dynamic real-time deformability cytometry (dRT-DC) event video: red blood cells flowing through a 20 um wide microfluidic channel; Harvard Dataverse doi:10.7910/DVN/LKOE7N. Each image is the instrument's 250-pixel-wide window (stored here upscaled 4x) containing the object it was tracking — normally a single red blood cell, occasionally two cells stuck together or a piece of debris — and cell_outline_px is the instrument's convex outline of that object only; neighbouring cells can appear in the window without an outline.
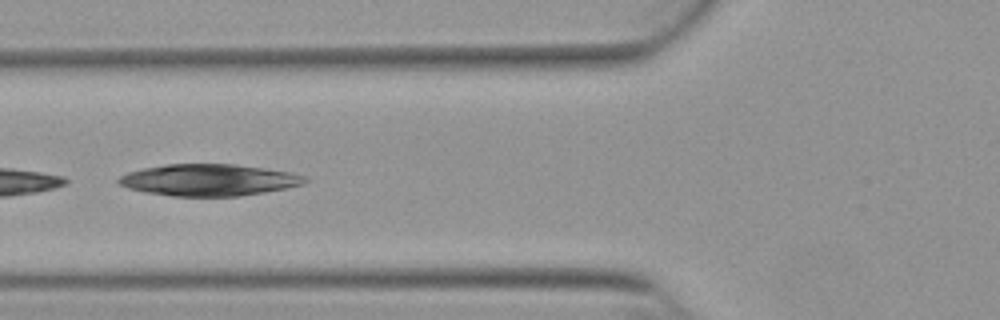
{"species": "Egyptian fruit bat (a non-hibernating species)", "species_latin": "Rousettus aegyptiacus", "temperature_condition": "warm", "stored_images_in_passage": 10, "camera_frame_rate_fps": 3000, "um_per_image_px": 0.085, "animal": {"sex": "female"}, "frame": {"image": 1, "passage_image": 6, "time_ms": 1.667, "image_size_px": [1000, 320], "cell_outline_px": [[308, 180], [304, 184], [264, 192], [240, 196], [172, 196], [144, 192], [128, 188], [116, 184], [116, 180], [120, 176], [128, 172], [144, 168], [164, 164], [236, 164], [264, 168], [288, 172], [304, 176]], "centroid_in_image_um": [17.69, 15.3], "position_along_channel_um": 108.1, "area_um2": 34.39}}